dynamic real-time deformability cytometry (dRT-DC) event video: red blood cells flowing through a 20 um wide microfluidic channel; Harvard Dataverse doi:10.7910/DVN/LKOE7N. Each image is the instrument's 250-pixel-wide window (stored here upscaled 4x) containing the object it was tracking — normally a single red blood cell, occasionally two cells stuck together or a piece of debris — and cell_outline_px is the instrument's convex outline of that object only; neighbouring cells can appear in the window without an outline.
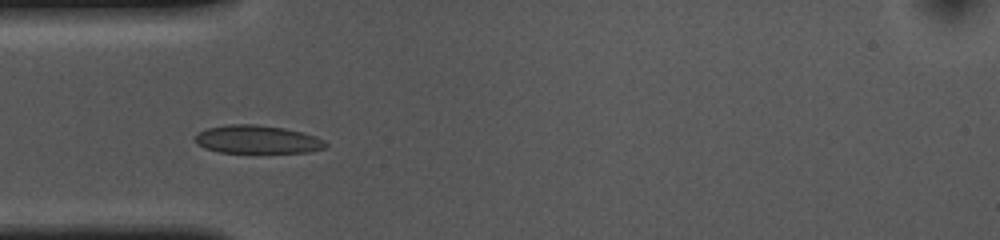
{"species": "common noctule bat (a hibernating species)", "species_latin": "Nyctalus noctula", "temperature_condition": "cold", "stored_images_in_passage": 33, "camera_frame_rate_fps": 3000, "um_per_image_px": 0.085, "animal": {"sex": "female", "body_mass_g": 10.0, "forearm_length_mm": 53.1}, "frame": {"image": 1, "passage_image": 1, "time_ms": 0.0, "image_size_px": [1000, 240], "cell_outline_px": [[328, 144], [324, 148], [308, 152], [220, 152], [204, 148], [196, 144], [196, 136], [200, 132], [208, 128], [228, 124], [256, 124], [284, 128], [304, 132], [316, 136], [324, 140]], "centroid_in_image_um": [21.89, 11.85], "position_along_channel_um": 63.1, "area_um2": 21.33}}
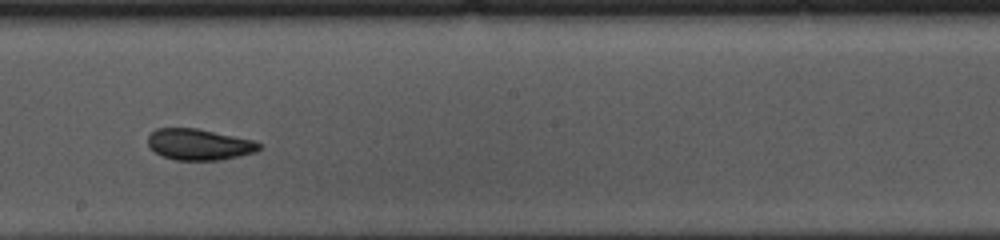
{"frame": {"image": 2, "passage_image": 15, "time_ms": 4.667, "image_size_px": [1000, 240], "cell_outline_px": [[264, 148], [256, 152], [240, 156], [220, 160], [176, 160], [164, 156], [156, 152], [148, 144], [148, 136], [156, 128], [200, 128], [252, 140], [260, 144]], "centroid_in_image_um": [16.96, 12.27], "position_along_channel_um": 231.2, "area_um2": 20.23}}
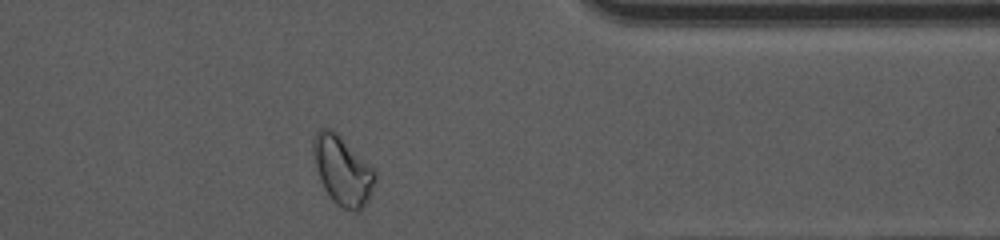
{"frame": {"image": 3, "passage_image": 29, "time_ms": 9.333, "image_size_px": [1000, 240], "cell_outline_px": [[376, 180], [368, 200], [360, 212], [356, 212], [340, 208], [332, 200], [324, 188], [320, 180], [316, 168], [312, 152], [312, 140], [316, 132], [320, 128], [332, 128], [376, 172]], "centroid_in_image_um": [29.09, 14.51], "position_along_channel_um": 382.3, "area_um2": 24.8}, "authors_computed_cell_mechanics": {"area_um2": 20.9814, "velocity_mm_per_s": 3.5933, "shape_relaxation_time_tau1_ms": 6.2324, "shape_relaxation_time_tau2_ms": 3.4215, "deformation_change_tau1": 0.1165, "deformation_change_tau2": 0.0368}}